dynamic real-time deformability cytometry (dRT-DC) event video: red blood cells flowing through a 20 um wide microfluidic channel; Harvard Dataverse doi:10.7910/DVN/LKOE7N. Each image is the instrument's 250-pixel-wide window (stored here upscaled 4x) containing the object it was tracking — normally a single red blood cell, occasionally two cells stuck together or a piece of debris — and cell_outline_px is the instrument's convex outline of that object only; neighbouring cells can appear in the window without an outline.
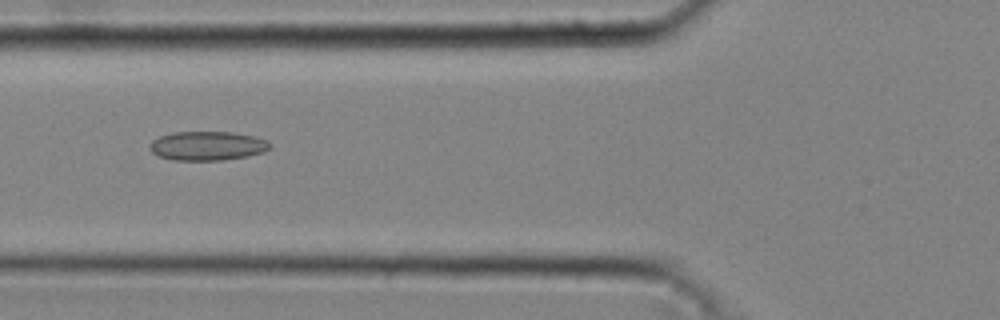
{"species": "common noctule bat (a hibernating species)", "species_latin": "Nyctalus noctula", "temperature_condition": "cold", "stored_images_in_passage": 40, "camera_frame_rate_fps": 3000, "um_per_image_px": 0.085, "animal": {"sex": "male", "body_mass_g": 20.4}, "frame": {"image": 1, "passage_image": 15, "time_ms": 4.667, "image_size_px": [1000, 320], "cell_outline_px": [[272, 148], [264, 152], [248, 156], [224, 160], [172, 160], [160, 156], [152, 152], [148, 148], [152, 140], [160, 136], [172, 132], [232, 132], [252, 136], [268, 140]], "centroid_in_image_um": [17.64, 12.4], "position_along_channel_um": 108.2, "area_um2": 20.46}}
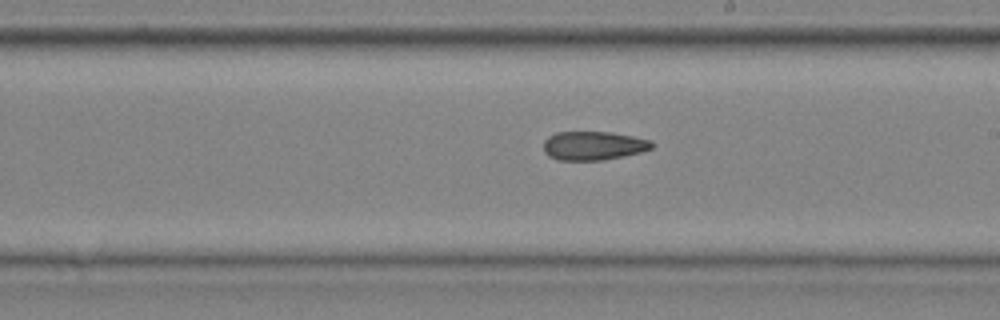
{"frame": {"image": 2, "passage_image": 24, "time_ms": 7.667, "image_size_px": [1000, 320], "cell_outline_px": [[656, 144], [652, 148], [640, 152], [624, 156], [600, 160], [556, 160], [548, 156], [544, 152], [544, 140], [548, 136], [556, 132], [612, 132], [652, 140]], "centroid_in_image_um": [50.44, 12.38], "position_along_channel_um": 238.6, "area_um2": 18.32}}
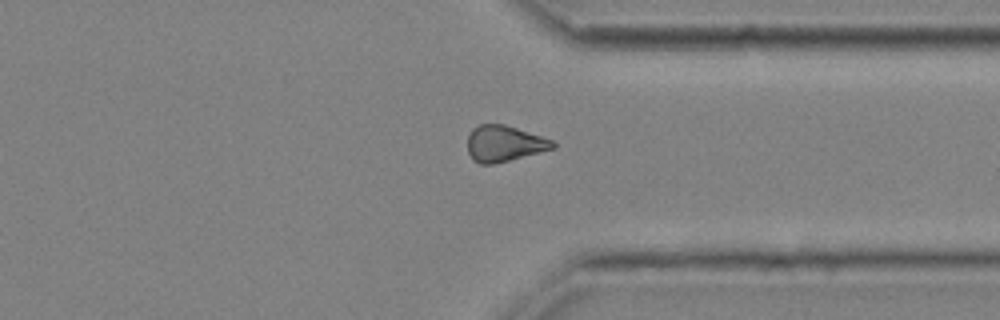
{"frame": {"image": 3, "passage_image": 33, "time_ms": 10.667, "image_size_px": [1000, 320], "cell_outline_px": [[556, 148], [492, 164], [480, 164], [472, 160], [468, 152], [468, 136], [472, 128], [480, 124], [504, 124], [552, 140], [556, 144]], "centroid_in_image_um": [42.83, 12.2], "position_along_channel_um": 368.6, "area_um2": 17.74}, "authors_computed_cell_mechanics": {"area_um2": 18.9295, "velocity_mm_per_s": 4.347, "shape_relaxation_time_tau1_ms": null, "shape_relaxation_time_tau2_ms": 4.9899, "deformation_change_tau1": null, "deformation_change_tau2": 0.1383}}